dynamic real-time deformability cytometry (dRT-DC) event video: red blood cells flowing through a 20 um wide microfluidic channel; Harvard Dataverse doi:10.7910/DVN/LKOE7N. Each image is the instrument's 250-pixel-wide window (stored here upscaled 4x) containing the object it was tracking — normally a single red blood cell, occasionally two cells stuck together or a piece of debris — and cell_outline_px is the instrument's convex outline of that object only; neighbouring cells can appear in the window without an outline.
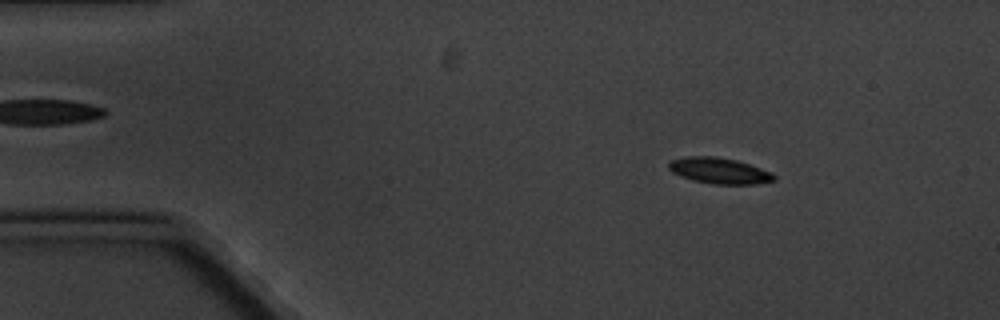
{"species": "common noctule bat (a hibernating species)", "species_latin": "Nyctalus noctula", "temperature_condition": "cold", "stored_images_in_passage": 8, "camera_frame_rate_fps": 3000, "um_per_image_px": 0.085, "animal": {"sex": "male", "body_mass_g": 20.1, "forearm_length_mm": 53.5}, "frame": {"image": 1, "passage_image": 1, "time_ms": 0.0, "image_size_px": [1000, 320], "cell_outline_px": [[776, 180], [756, 184], [712, 184], [692, 180], [680, 176], [672, 172], [668, 168], [668, 164], [672, 160], [688, 156], [716, 156], [736, 160], [772, 172], [776, 176]], "centroid_in_image_um": [61.14, 14.51], "position_along_channel_um": 23.9, "area_um2": 15.95}}
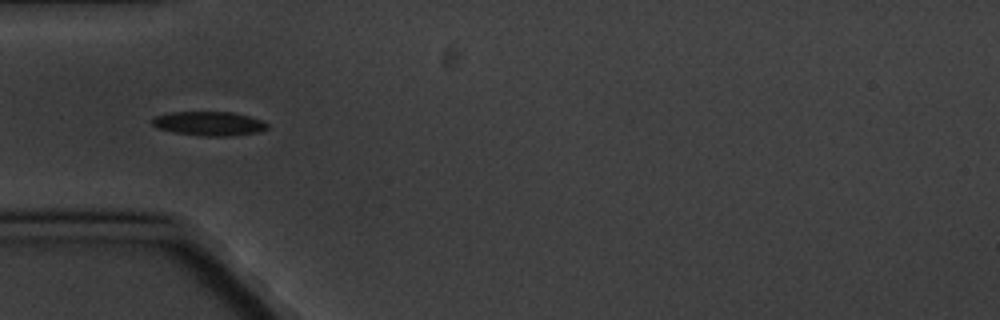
{"frame": {"image": 2, "passage_image": 4, "time_ms": 3.333, "image_size_px": [1000, 320], "cell_outline_px": [[268, 128], [256, 132], [228, 136], [204, 136], [172, 132], [156, 128], [152, 124], [152, 116], [168, 112], [232, 112], [248, 116], [260, 120], [268, 124]], "centroid_in_image_um": [17.69, 10.5], "position_along_channel_um": 67.3, "area_um2": 16.18}}
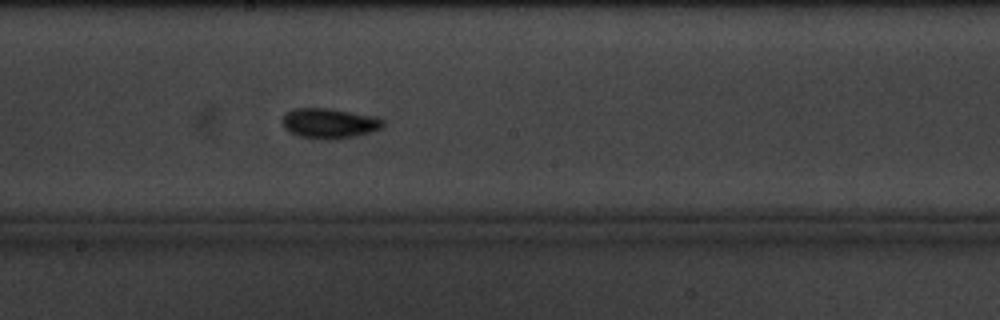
{"frame": {"image": 3, "passage_image": 8, "time_ms": 8.0, "image_size_px": [1000, 320], "cell_outline_px": [[384, 124], [380, 128], [368, 132], [336, 140], [316, 140], [296, 136], [288, 132], [284, 128], [280, 120], [292, 108], [328, 108], [372, 116], [380, 120]], "centroid_in_image_um": [27.86, 10.5], "position_along_channel_um": 220.3, "area_um2": 17.69}}